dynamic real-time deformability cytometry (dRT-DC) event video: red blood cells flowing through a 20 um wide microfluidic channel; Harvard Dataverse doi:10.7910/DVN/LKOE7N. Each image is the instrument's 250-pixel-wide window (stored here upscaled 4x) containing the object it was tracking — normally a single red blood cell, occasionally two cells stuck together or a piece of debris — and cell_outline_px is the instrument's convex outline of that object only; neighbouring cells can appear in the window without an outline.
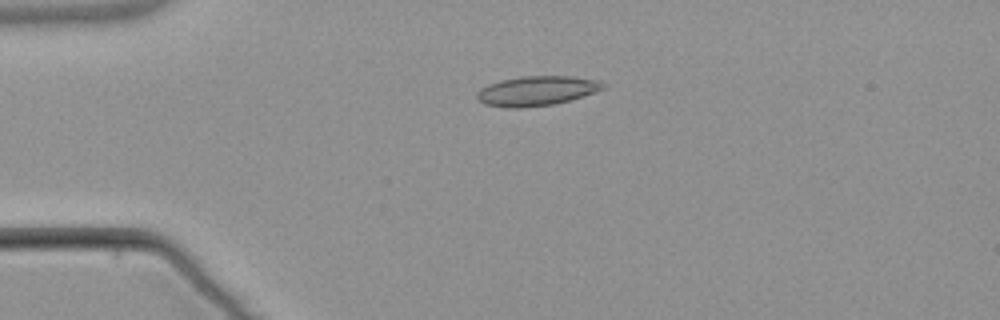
{"species": "common noctule bat (a hibernating species)", "species_latin": "Nyctalus noctula", "temperature_condition": "warm", "stored_images_in_passage": 2, "camera_frame_rate_fps": 3000, "um_per_image_px": 0.085, "animal": {"sex": "male", "body_mass_g": 21.5, "forearm_length_mm": 52.0}, "frame": {"image": 1, "passage_image": 1, "time_ms": 0.0, "image_size_px": [1000, 320], "cell_outline_px": [[604, 88], [596, 92], [572, 100], [552, 104], [524, 108], [508, 108], [484, 104], [476, 96], [476, 92], [480, 88], [488, 84], [500, 80], [524, 76], [572, 76], [596, 80], [604, 84]], "centroid_in_image_um": [45.6, 7.73], "position_along_channel_um": 39.4, "area_um2": 21.85}}